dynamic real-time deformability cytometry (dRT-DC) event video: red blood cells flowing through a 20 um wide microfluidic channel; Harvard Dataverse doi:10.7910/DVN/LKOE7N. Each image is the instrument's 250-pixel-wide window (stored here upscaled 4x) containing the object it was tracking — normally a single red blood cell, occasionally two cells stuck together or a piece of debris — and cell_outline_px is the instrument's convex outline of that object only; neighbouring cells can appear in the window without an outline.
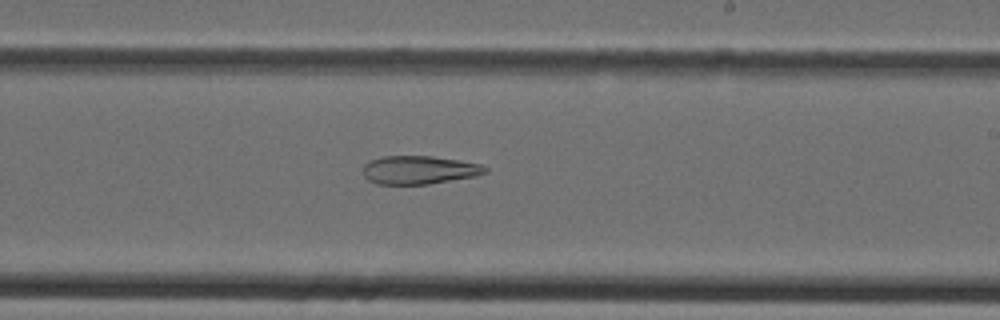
{"species": "Egyptian fruit bat (a non-hibernating species)", "species_latin": "Rousettus aegyptiacus", "temperature_condition": "cold", "stored_images_in_passage": 37, "camera_frame_rate_fps": 3000, "um_per_image_px": 0.085, "animal": {"sex": "female"}, "frame": {"image": 1, "passage_image": 22, "time_ms": 7.0, "image_size_px": [1000, 320], "cell_outline_px": [[488, 172], [476, 176], [428, 184], [376, 184], [368, 180], [364, 176], [364, 164], [368, 160], [384, 156], [432, 156], [460, 160], [480, 164], [488, 168]], "centroid_in_image_um": [35.63, 14.44], "position_along_channel_um": 253.4, "area_um2": 20.29}}